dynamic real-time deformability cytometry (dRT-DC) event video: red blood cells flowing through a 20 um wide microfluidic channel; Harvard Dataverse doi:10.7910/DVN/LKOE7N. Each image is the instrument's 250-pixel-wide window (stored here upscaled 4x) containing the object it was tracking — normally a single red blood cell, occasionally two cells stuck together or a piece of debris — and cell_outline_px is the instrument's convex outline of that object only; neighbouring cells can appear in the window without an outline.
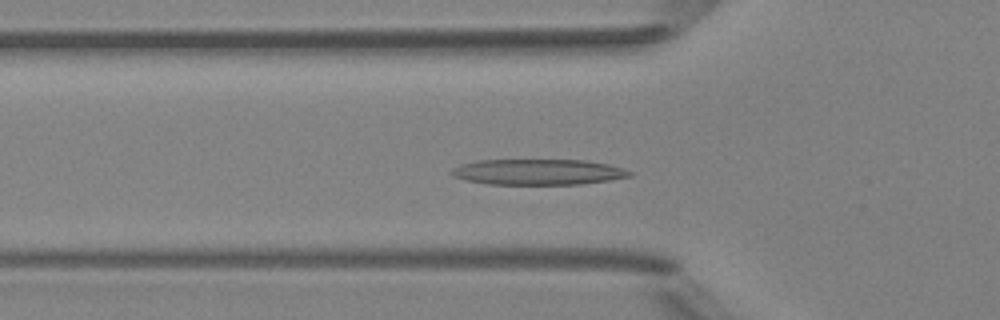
{"species": "Egyptian fruit bat (a non-hibernating species)", "species_latin": "Rousettus aegyptiacus", "temperature_condition": "room temperature", "stored_images_in_passage": 42, "camera_frame_rate_fps": 3000, "um_per_image_px": 0.085, "animal": {"sex": "female"}, "frame": {"image": 1, "passage_image": 14, "time_ms": 4.333, "image_size_px": [1000, 320], "cell_outline_px": [[632, 176], [608, 180], [580, 184], [488, 184], [464, 180], [452, 176], [452, 168], [476, 160], [584, 160], [608, 164], [624, 168], [632, 172]], "centroid_in_image_um": [45.74, 14.62], "position_along_channel_um": 80.1, "area_um2": 26.59}}
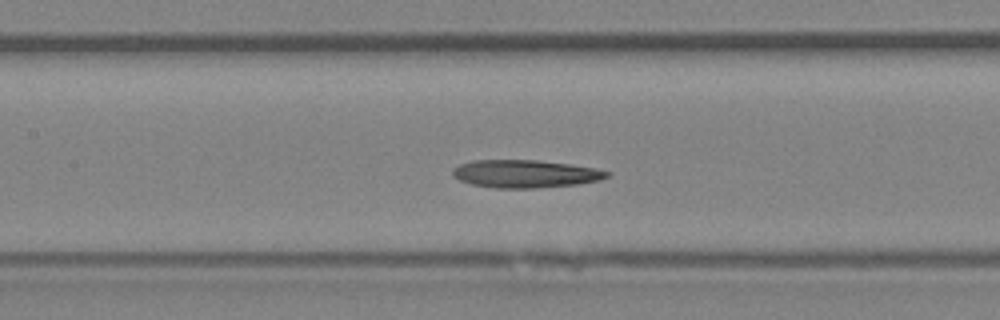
{"frame": {"image": 2, "passage_image": 20, "time_ms": 6.333, "image_size_px": [1000, 320], "cell_outline_px": [[612, 172], [608, 176], [600, 180], [576, 184], [536, 188], [496, 188], [472, 184], [460, 180], [452, 176], [452, 168], [460, 164], [472, 160], [536, 160], [572, 164], [596, 168]], "centroid_in_image_um": [44.65, 14.76], "position_along_channel_um": 162.8, "area_um2": 25.09}}
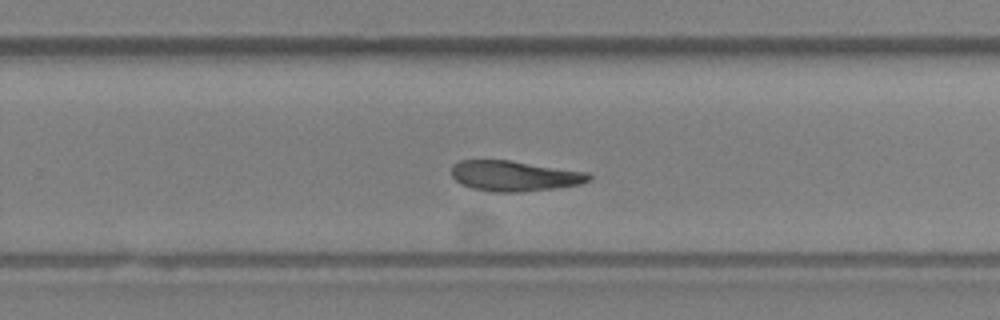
{"frame": {"image": 3, "passage_image": 29, "time_ms": 9.333, "image_size_px": [1000, 320], "cell_outline_px": [[592, 180], [580, 184], [556, 188], [520, 192], [492, 192], [472, 188], [456, 180], [452, 176], [452, 164], [460, 160], [508, 160], [588, 172], [592, 176]], "centroid_in_image_um": [43.75, 14.95], "position_along_channel_um": 286.1, "area_um2": 24.33}, "authors_computed_cell_mechanics": {"area_um2": 24.6517, "velocity_mm_per_s": 4.134, "shape_relaxation_time_tau1_ms": 6.3738, "shape_relaxation_time_tau2_ms": 3.5369, "deformation_change_tau1": 0.2029, "deformation_change_tau2": 0.1129}}